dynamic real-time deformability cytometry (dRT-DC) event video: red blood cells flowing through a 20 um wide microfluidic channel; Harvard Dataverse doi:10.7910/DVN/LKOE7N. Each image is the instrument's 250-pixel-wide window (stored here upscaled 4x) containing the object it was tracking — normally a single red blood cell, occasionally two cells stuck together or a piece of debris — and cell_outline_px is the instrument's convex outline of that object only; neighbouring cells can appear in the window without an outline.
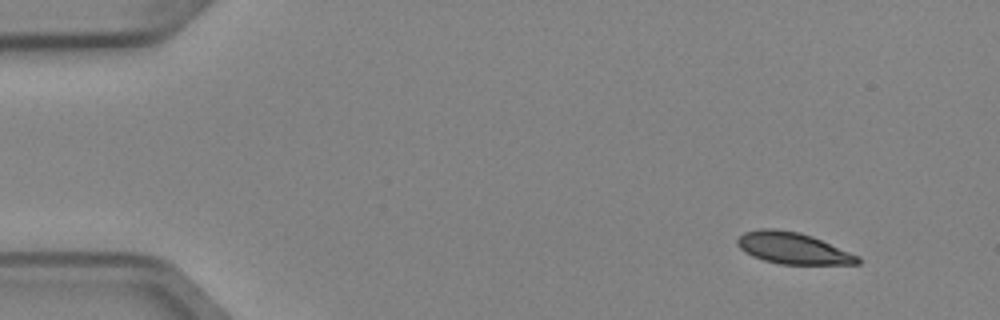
{"species": "Egyptian fruit bat (a non-hibernating species)", "species_latin": "Rousettus aegyptiacus", "temperature_condition": "cold", "stored_images_in_passage": 5, "segment_of_instrument_passage": [2, 2], "camera_frame_rate_fps": 3000, "um_per_image_px": 0.085, "animal": {"sex": "female"}, "frame": {"image": 1, "passage_image": 5, "time_ms": 1.333, "image_size_px": [1000, 320], "cell_outline_px": [[860, 264], [780, 264], [764, 260], [752, 256], [744, 252], [736, 244], [736, 240], [744, 232], [760, 228], [776, 228], [800, 232], [812, 236], [860, 256]], "centroid_in_image_um": [67.38, 21.09], "position_along_channel_um": 17.6, "area_um2": 22.2}}